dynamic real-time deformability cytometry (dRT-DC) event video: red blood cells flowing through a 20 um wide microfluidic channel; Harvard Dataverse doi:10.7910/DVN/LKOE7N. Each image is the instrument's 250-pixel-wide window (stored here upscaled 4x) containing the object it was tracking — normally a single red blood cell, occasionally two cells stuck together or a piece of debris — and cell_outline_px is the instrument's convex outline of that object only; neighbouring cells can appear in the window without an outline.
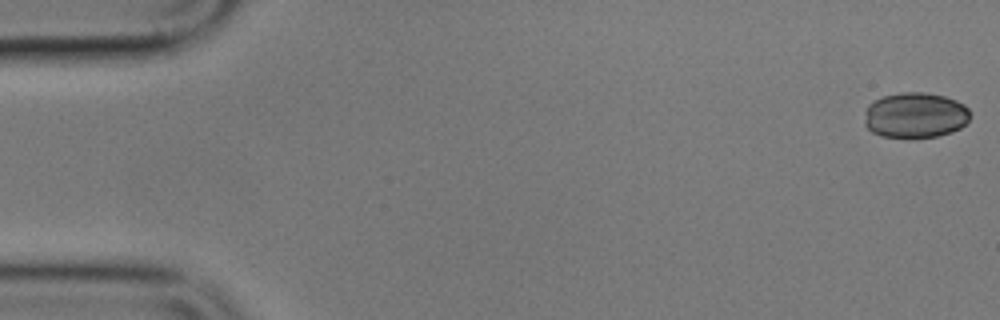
{"species": "common noctule bat (a hibernating species)", "species_latin": "Nyctalus noctula", "temperature_condition": "cold", "stored_images_in_passage": 4, "camera_frame_rate_fps": 3000, "um_per_image_px": 0.085, "animal": {"sex": "male", "body_mass_g": 17.9}, "frame": {"image": 1, "passage_image": 1, "time_ms": 0.0, "image_size_px": [1000, 320], "cell_outline_px": [[972, 116], [960, 128], [952, 132], [936, 136], [880, 136], [872, 132], [864, 124], [864, 112], [868, 104], [884, 96], [900, 92], [924, 92], [944, 96], [956, 100], [964, 104], [968, 108]], "centroid_in_image_um": [77.8, 9.77], "position_along_channel_um": 7.2, "area_um2": 27.98}}